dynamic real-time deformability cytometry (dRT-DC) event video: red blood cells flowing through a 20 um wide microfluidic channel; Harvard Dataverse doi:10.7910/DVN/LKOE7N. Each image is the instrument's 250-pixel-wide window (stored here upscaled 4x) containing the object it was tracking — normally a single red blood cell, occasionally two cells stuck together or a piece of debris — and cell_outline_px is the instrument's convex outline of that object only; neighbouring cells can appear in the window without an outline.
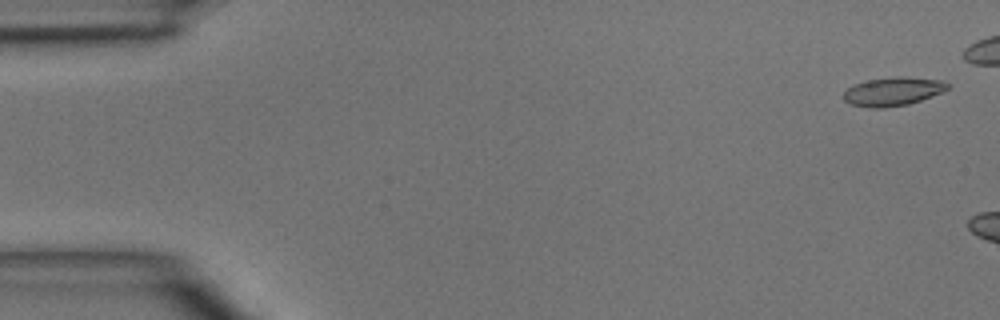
{"species": "common noctule bat (a hibernating species)", "species_latin": "Nyctalus noctula", "temperature_condition": "room temperature", "stored_images_in_passage": 5, "camera_frame_rate_fps": 3000, "um_per_image_px": 0.085, "animal": {"sex": "male", "body_mass_g": 15.6}, "frame": {"image": 1, "passage_image": 1, "time_ms": 0.0, "image_size_px": [1000, 320], "cell_outline_px": [[948, 88], [940, 92], [920, 100], [908, 104], [884, 108], [868, 108], [852, 104], [844, 100], [844, 92], [848, 88], [856, 84], [868, 80], [900, 76], [944, 80], [948, 84]], "centroid_in_image_um": [75.89, 7.78], "position_along_channel_um": 9.1, "area_um2": 17.05}}